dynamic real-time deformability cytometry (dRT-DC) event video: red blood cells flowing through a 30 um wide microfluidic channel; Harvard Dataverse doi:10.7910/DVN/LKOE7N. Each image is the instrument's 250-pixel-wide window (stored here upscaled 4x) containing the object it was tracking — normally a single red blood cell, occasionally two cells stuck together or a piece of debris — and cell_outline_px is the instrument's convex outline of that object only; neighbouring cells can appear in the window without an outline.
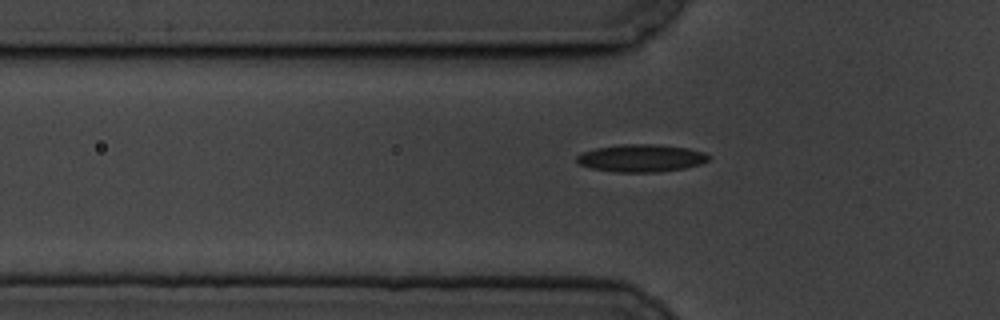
{"species": "common noctule bat (a hibernating species)", "species_latin": "Nyctalus noctula", "temperature_condition": "cold", "stored_images_in_passage": 5, "segment_of_instrument_passage": [2, 2], "camera_frame_rate_fps": 3000, "um_per_image_px": 0.085, "animal": {"sex": "male", "body_mass_g": 19.5, "forearm_length_mm": 54.6}, "frame": {"image": 1, "passage_image": 5, "time_ms": 4.667, "image_size_px": [1000, 320], "cell_outline_px": [[712, 156], [708, 160], [700, 164], [684, 168], [660, 172], [616, 172], [592, 168], [580, 164], [576, 160], [576, 156], [584, 152], [596, 148], [620, 144], [656, 144], [688, 148], [704, 152]], "centroid_in_image_um": [54.53, 13.43], "position_along_channel_um": 71.3, "area_um2": 21.15}}